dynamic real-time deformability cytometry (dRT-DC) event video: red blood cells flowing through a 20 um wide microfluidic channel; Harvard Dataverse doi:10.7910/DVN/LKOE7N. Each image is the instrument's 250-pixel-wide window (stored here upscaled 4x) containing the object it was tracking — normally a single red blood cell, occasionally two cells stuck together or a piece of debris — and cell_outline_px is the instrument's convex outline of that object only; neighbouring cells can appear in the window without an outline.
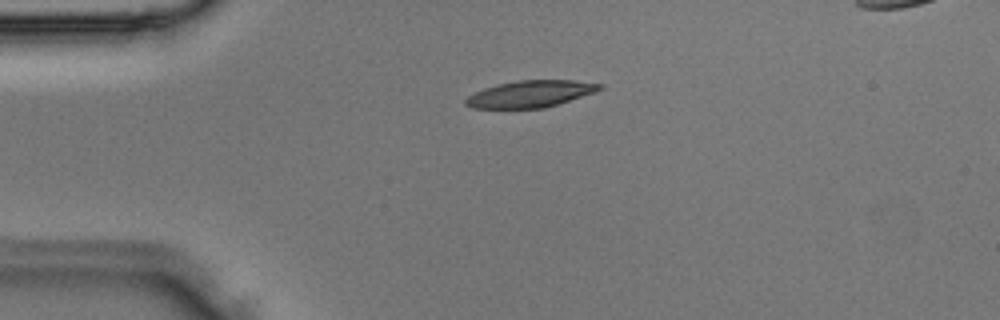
{"species": "Egyptian fruit bat (a non-hibernating species)", "species_latin": "Rousettus aegyptiacus", "temperature_condition": "room temperature", "stored_images_in_passage": 4, "camera_frame_rate_fps": 3000, "um_per_image_px": 0.085, "animal": {"sex": "male"}, "frame": {"image": 1, "passage_image": 3, "time_ms": 0.667, "image_size_px": [1000, 320], "cell_outline_px": [[604, 88], [596, 92], [544, 108], [472, 108], [464, 104], [464, 100], [468, 96], [484, 88], [500, 84], [520, 80], [576, 80], [604, 84]], "centroid_in_image_um": [45.12, 7.98], "position_along_channel_um": 39.9, "area_um2": 20.87}}